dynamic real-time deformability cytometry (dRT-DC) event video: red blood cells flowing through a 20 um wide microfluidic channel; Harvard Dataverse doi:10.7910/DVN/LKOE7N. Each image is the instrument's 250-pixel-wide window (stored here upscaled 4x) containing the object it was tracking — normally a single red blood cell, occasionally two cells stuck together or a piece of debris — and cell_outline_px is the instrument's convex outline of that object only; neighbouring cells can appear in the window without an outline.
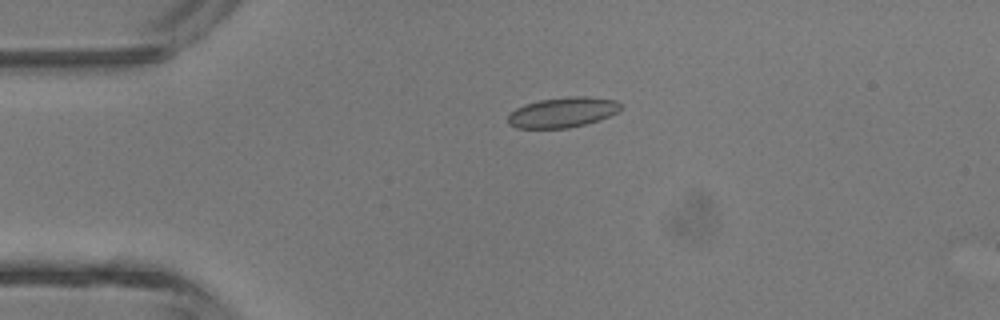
{"species": "common noctule bat (a hibernating species)", "species_latin": "Nyctalus noctula", "temperature_condition": "room temperature", "stored_images_in_passage": 4, "camera_frame_rate_fps": 3000, "um_per_image_px": 0.085, "animal": {"sex": "male", "body_mass_g": 13.3}, "frame": {"image": 1, "passage_image": 2, "time_ms": 1.0, "image_size_px": [1000, 320], "cell_outline_px": [[620, 108], [616, 112], [608, 116], [584, 124], [568, 128], [516, 128], [508, 124], [508, 116], [516, 108], [524, 104], [540, 100], [568, 96], [588, 96], [616, 100], [620, 104]], "centroid_in_image_um": [47.79, 9.54], "position_along_channel_um": 37.2, "area_um2": 19.65}}
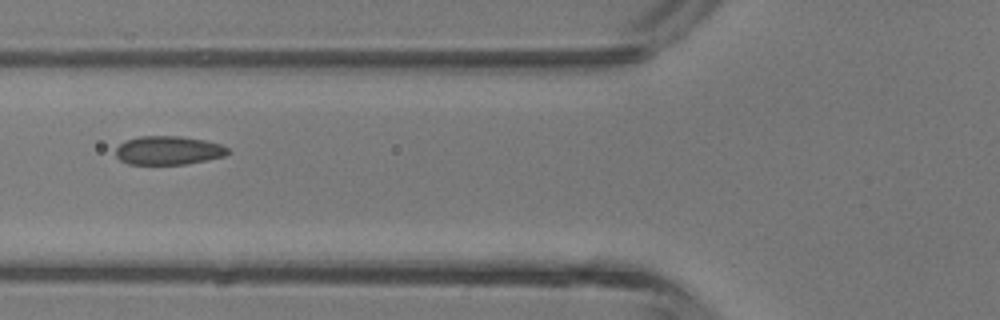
{"frame": {"image": 2, "passage_image": 4, "time_ms": 3.333, "image_size_px": [1000, 320], "cell_outline_px": [[232, 152], [224, 156], [184, 164], [128, 164], [120, 160], [116, 156], [116, 148], [124, 140], [140, 136], [180, 136], [204, 140], [220, 144], [228, 148]], "centroid_in_image_um": [14.3, 12.78], "position_along_channel_um": 111.5, "area_um2": 18.73}}